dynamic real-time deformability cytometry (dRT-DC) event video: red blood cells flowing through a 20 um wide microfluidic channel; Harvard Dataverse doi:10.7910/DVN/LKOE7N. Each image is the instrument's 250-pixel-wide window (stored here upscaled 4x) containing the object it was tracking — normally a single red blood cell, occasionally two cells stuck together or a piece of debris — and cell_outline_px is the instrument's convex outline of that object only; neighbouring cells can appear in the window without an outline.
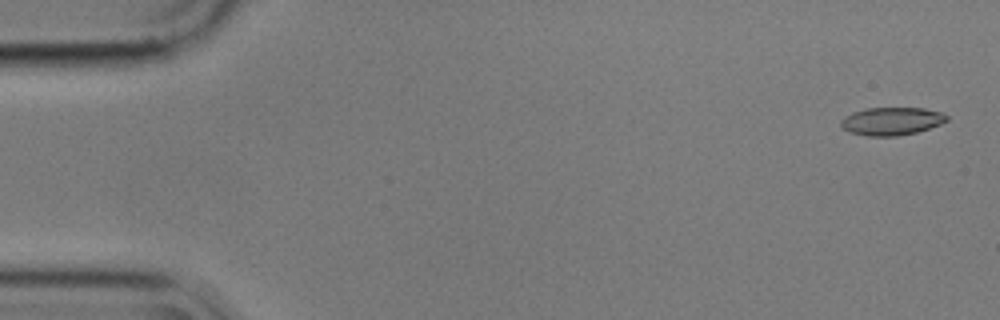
{"species": "common noctule bat (a hibernating species)", "species_latin": "Nyctalus noctula", "temperature_condition": "cold", "stored_images_in_passage": 56, "camera_frame_rate_fps": 3000, "um_per_image_px": 0.085, "animal": {"sex": "male", "body_mass_g": 17.9}, "frame": {"image": 1, "passage_image": 2, "time_ms": 0.333, "image_size_px": [1000, 320], "cell_outline_px": [[948, 120], [940, 124], [916, 132], [896, 136], [868, 136], [848, 132], [840, 124], [840, 120], [844, 116], [852, 112], [864, 108], [924, 108], [940, 112], [948, 116]], "centroid_in_image_um": [75.75, 10.29], "position_along_channel_um": 9.3, "area_um2": 17.22}}
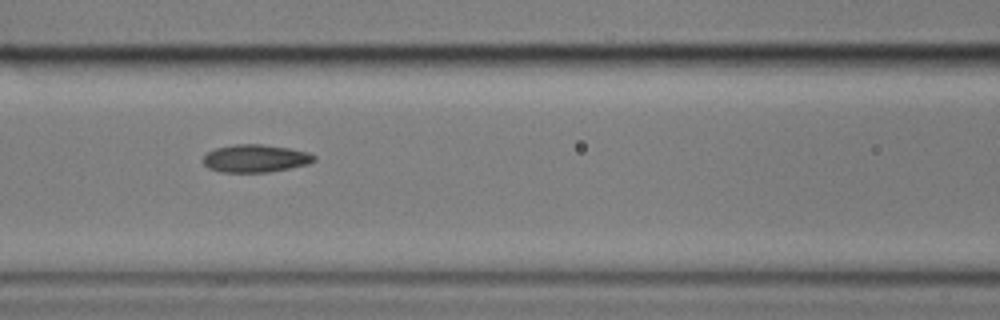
{"frame": {"image": 2, "passage_image": 24, "time_ms": 7.667, "image_size_px": [1000, 320], "cell_outline_px": [[316, 160], [308, 164], [268, 172], [220, 172], [208, 168], [204, 164], [204, 156], [208, 152], [216, 148], [236, 144], [260, 144], [288, 148], [308, 152], [316, 156]], "centroid_in_image_um": [21.71, 13.47], "position_along_channel_um": 144.9, "area_um2": 17.8}}
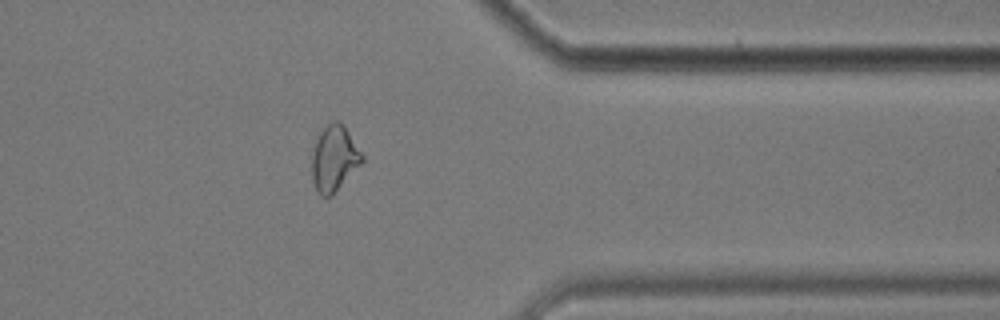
{"frame": {"image": 3, "passage_image": 45, "time_ms": 14.667, "image_size_px": [1000, 320], "cell_outline_px": [[364, 160], [332, 196], [320, 196], [316, 192], [312, 180], [312, 152], [316, 140], [320, 132], [328, 124], [336, 120], [344, 124], [364, 156]], "centroid_in_image_um": [28.4, 13.48], "position_along_channel_um": 383.0, "area_um2": 19.25}, "authors_computed_cell_mechanics": {"area_um2": 18.1781, "velocity_mm_per_s": 3.571, "shape_relaxation_time_tau1_ms": 9.4305, "shape_relaxation_time_tau2_ms": 2.9428, "deformation_change_tau1": 0.1751, "deformation_change_tau2": 0.0929}}